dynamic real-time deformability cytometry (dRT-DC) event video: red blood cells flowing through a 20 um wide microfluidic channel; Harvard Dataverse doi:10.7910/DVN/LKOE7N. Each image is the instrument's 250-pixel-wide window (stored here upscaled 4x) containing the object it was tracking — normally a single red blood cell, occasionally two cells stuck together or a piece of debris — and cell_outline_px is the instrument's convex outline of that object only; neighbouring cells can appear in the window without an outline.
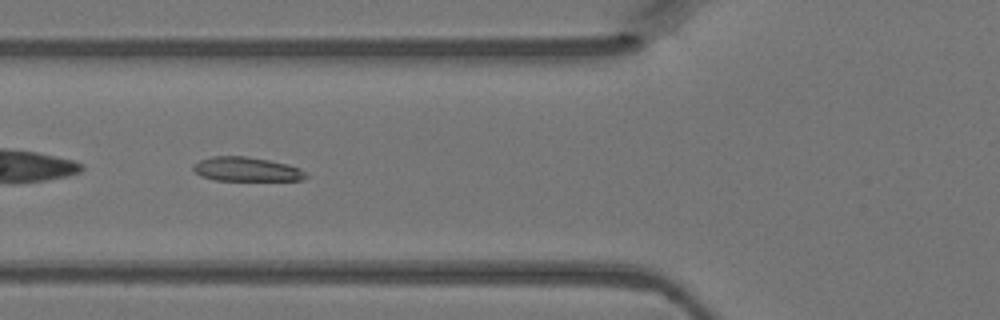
{"species": "Egyptian fruit bat (a non-hibernating species)", "species_latin": "Rousettus aegyptiacus", "temperature_condition": "warm", "stored_images_in_passage": 30, "camera_frame_rate_fps": 3000, "um_per_image_px": 0.085, "animal": {"sex": "female"}, "frame": {"image": 1, "passage_image": 4, "time_ms": 1.0, "image_size_px": [1000, 320], "cell_outline_px": [[308, 176], [304, 180], [216, 180], [200, 176], [192, 168], [192, 164], [200, 160], [212, 156], [244, 156], [268, 160], [288, 164], [300, 168]], "centroid_in_image_um": [20.94, 14.38], "position_along_channel_um": 104.9, "area_um2": 15.84}}
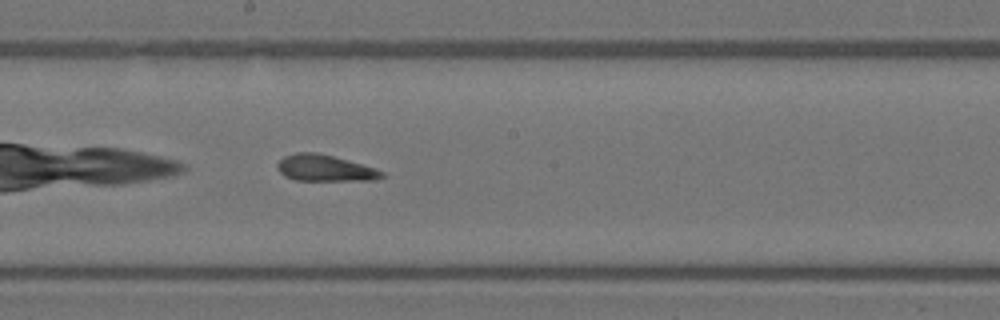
{"frame": {"image": 2, "passage_image": 12, "time_ms": 3.667, "image_size_px": [1000, 320], "cell_outline_px": [[388, 176], [376, 180], [296, 180], [284, 176], [276, 168], [276, 164], [284, 156], [296, 152], [316, 152], [332, 156], [376, 168], [384, 172]], "centroid_in_image_um": [27.63, 14.29], "position_along_channel_um": 220.6, "area_um2": 16.13}}
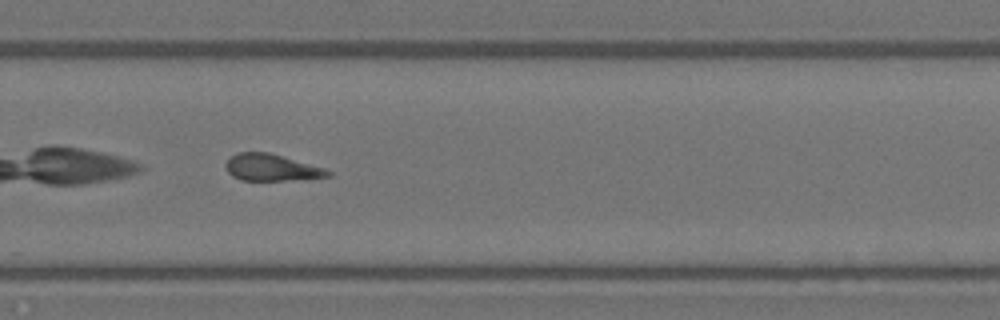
{"frame": {"image": 3, "passage_image": 18, "time_ms": 5.667, "image_size_px": [1000, 320], "cell_outline_px": [[332, 176], [288, 180], [240, 180], [232, 176], [228, 172], [224, 164], [236, 152], [268, 152], [324, 168], [332, 172]], "centroid_in_image_um": [23.05, 14.24], "position_along_channel_um": 306.8, "area_um2": 15.78}}